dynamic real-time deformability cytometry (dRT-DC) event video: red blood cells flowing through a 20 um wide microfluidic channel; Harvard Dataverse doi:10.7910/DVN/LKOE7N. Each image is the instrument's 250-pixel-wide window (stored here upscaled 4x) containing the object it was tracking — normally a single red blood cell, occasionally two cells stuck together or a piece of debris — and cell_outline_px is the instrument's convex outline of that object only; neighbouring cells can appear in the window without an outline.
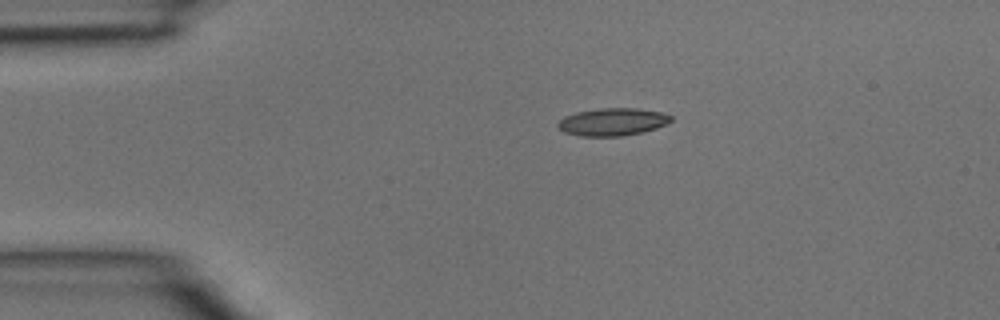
{"species": "common noctule bat (a hibernating species)", "species_latin": "Nyctalus noctula", "temperature_condition": "room temperature", "stored_images_in_passage": 2, "camera_frame_rate_fps": 3000, "um_per_image_px": 0.085, "animal": {"sex": "male", "body_mass_g": 15.6}, "frame": {"image": 1, "passage_image": 1, "time_ms": 0.0, "image_size_px": [1000, 320], "cell_outline_px": [[672, 120], [668, 124], [644, 132], [624, 136], [580, 136], [564, 132], [556, 124], [564, 116], [576, 112], [600, 108], [640, 108], [664, 112], [672, 116]], "centroid_in_image_um": [52.11, 10.35], "position_along_channel_um": 32.9, "area_um2": 18.44}}